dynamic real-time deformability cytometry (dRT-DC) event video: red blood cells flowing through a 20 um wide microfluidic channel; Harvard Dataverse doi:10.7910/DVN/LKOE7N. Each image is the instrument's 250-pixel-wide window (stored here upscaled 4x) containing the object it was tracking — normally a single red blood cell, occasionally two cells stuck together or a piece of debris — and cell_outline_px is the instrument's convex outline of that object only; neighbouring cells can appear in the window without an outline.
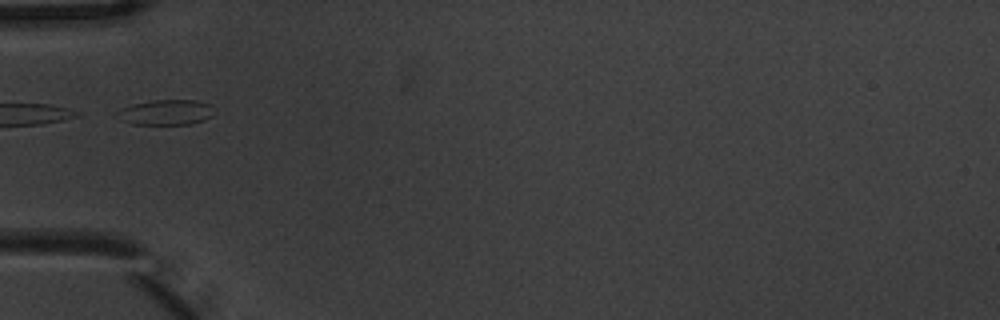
{"species": "common noctule bat (a hibernating species)", "species_latin": "Nyctalus noctula", "temperature_condition": "warm", "stored_images_in_passage": 7, "segment_of_instrument_passage": [2, 2], "camera_frame_rate_fps": 3000, "um_per_image_px": 0.085, "animal": {"sex": "male", "body_mass_g": 20.1, "forearm_length_mm": 53.5}, "frame": {"image": 1, "passage_image": 5, "time_ms": 1.333, "image_size_px": [1000, 320], "cell_outline_px": [[216, 112], [212, 116], [204, 120], [192, 124], [132, 124], [124, 120], [116, 112], [120, 108], [132, 104], [152, 100], [196, 100], [208, 104]], "centroid_in_image_um": [14.15, 9.54], "position_along_channel_um": 70.9, "area_um2": 14.22}}
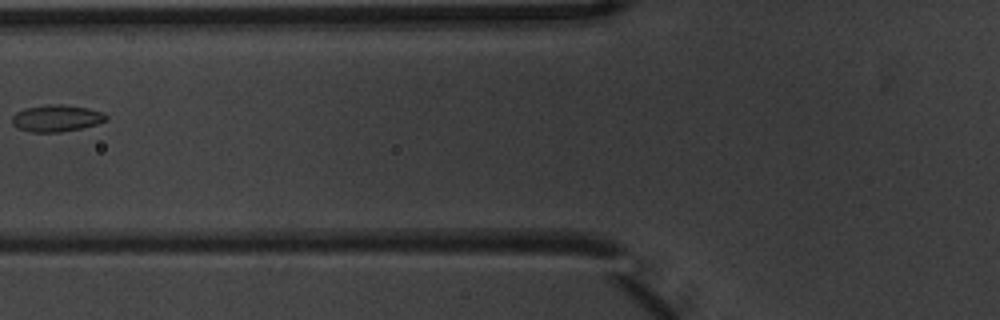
{"frame": {"image": 2, "passage_image": 6, "time_ms": 1.667, "image_size_px": [1000, 320], "cell_outline_px": [[108, 120], [96, 124], [80, 128], [60, 132], [32, 132], [20, 128], [12, 124], [12, 116], [16, 112], [24, 108], [44, 104], [64, 104], [88, 108], [104, 112], [108, 116]], "centroid_in_image_um": [4.82, 10.03], "position_along_channel_um": 121.0, "area_um2": 14.8}}
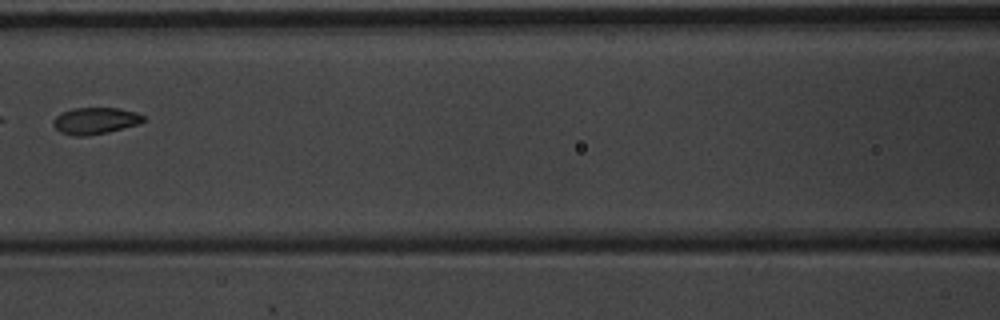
{"frame": {"image": 3, "passage_image": 7, "time_ms": 2.0, "image_size_px": [1000, 320], "cell_outline_px": [[144, 120], [140, 124], [108, 132], [84, 136], [76, 136], [60, 132], [52, 124], [52, 120], [60, 112], [72, 108], [120, 108], [136, 112], [144, 116]], "centroid_in_image_um": [8.08, 10.25], "position_along_channel_um": 158.5, "area_um2": 14.1}}